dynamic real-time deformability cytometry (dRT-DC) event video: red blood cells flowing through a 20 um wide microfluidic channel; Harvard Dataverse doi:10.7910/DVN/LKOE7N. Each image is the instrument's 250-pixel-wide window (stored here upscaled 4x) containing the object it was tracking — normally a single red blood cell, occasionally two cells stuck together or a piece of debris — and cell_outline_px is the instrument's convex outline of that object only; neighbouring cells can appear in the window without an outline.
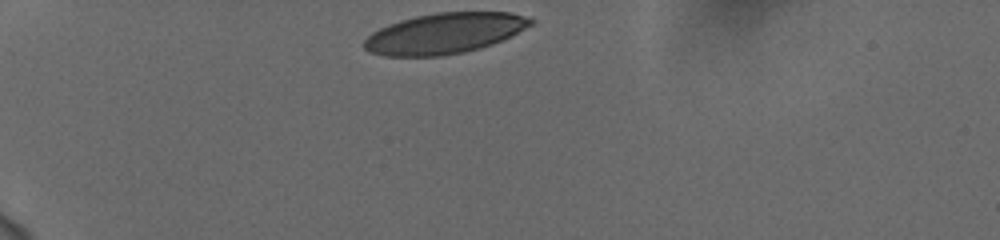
{"species": "human", "species_latin": "Homo sapiens", "temperature_condition": "cold", "stored_images_in_passage": 34, "camera_frame_rate_fps": 3000, "um_per_image_px": 0.085, "donor": {"sex": "female"}, "frame": {"image": 1, "passage_image": 1, "time_ms": 0.0, "image_size_px": [1000, 240], "cell_outline_px": [[536, 20], [532, 24], [512, 36], [492, 44], [480, 48], [464, 52], [440, 56], [384, 56], [368, 52], [364, 48], [364, 40], [372, 32], [388, 24], [400, 20], [416, 16], [436, 12], [512, 12]], "centroid_in_image_um": [37.78, 2.83], "position_along_channel_um": 47.2, "area_um2": 39.54}}
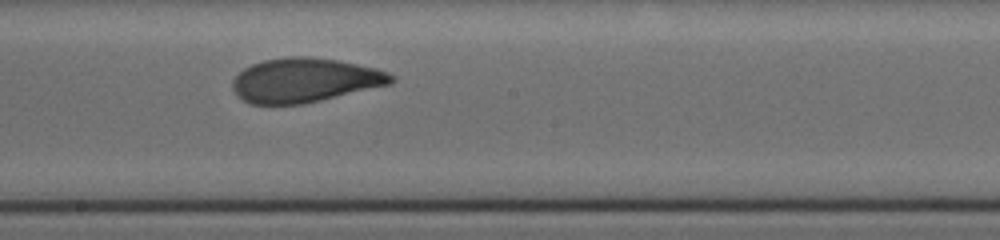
{"frame": {"image": 2, "passage_image": 19, "time_ms": 6.0, "image_size_px": [1000, 240], "cell_outline_px": [[396, 80], [392, 84], [304, 104], [252, 104], [236, 96], [232, 88], [232, 80], [244, 68], [252, 64], [264, 60], [288, 56], [304, 56], [336, 60], [376, 68], [388, 72], [396, 76]], "centroid_in_image_um": [25.92, 6.82], "position_along_channel_um": 222.3, "area_um2": 41.04}}
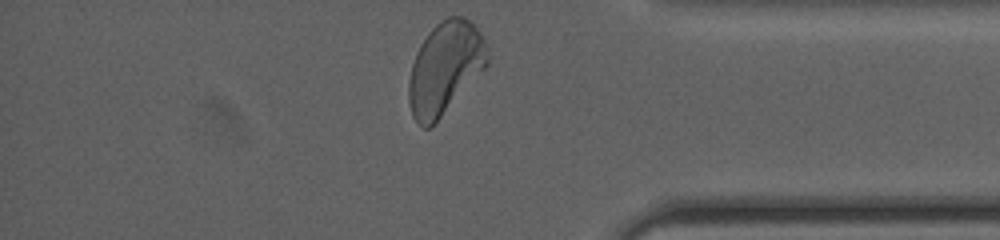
{"frame": {"image": 3, "passage_image": 34, "time_ms": 11.0, "image_size_px": [1000, 240], "cell_outline_px": [[488, 64], [440, 116], [428, 128], [424, 128], [412, 116], [408, 100], [408, 80], [412, 64], [416, 52], [420, 44], [428, 32], [440, 20], [448, 16], [464, 16], [472, 20], [480, 32], [484, 40], [488, 56]], "centroid_in_image_um": [37.8, 5.71], "position_along_channel_um": 397.4, "area_um2": 41.73}, "authors_computed_cell_mechanics": {"area_um2": 41.2403, "velocity_mm_per_s": 3.7291, "shape_relaxation_time_tau1_ms": 4.7137, "shape_relaxation_time_tau2_ms": 0.9587, "deformation_change_tau1": 0.164, "deformation_change_tau2": 0.0675}}